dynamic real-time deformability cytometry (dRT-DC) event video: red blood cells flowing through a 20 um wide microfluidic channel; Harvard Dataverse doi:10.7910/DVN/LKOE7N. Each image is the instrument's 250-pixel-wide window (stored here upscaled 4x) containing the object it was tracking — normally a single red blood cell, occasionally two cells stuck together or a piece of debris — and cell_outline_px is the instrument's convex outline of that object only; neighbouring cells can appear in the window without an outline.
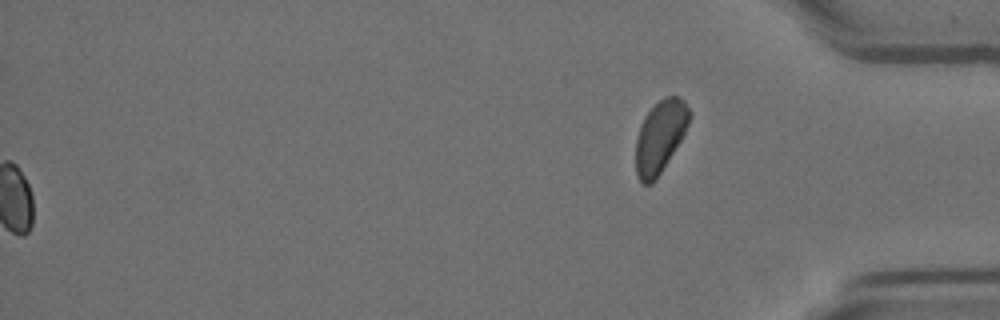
{"species": "Egyptian fruit bat (a non-hibernating species)", "species_latin": "Rousettus aegyptiacus", "temperature_condition": "room temperature", "stored_images_in_passage": 56, "segment_of_instrument_passage": [2, 2], "camera_frame_rate_fps": 3000, "um_per_image_px": 0.085, "animal": {"sex": "female"}, "frame": {"image": 1, "passage_image": 56, "time_ms": 18.333, "image_size_px": [1000, 320], "cell_outline_px": [[692, 116], [680, 140], [660, 172], [652, 184], [644, 184], [636, 176], [636, 136], [640, 124], [644, 116], [664, 96], [676, 96], [684, 100], [692, 112]], "centroid_in_image_um": [56.1, 11.58], "position_along_channel_um": 379.1, "area_um2": 22.31}}